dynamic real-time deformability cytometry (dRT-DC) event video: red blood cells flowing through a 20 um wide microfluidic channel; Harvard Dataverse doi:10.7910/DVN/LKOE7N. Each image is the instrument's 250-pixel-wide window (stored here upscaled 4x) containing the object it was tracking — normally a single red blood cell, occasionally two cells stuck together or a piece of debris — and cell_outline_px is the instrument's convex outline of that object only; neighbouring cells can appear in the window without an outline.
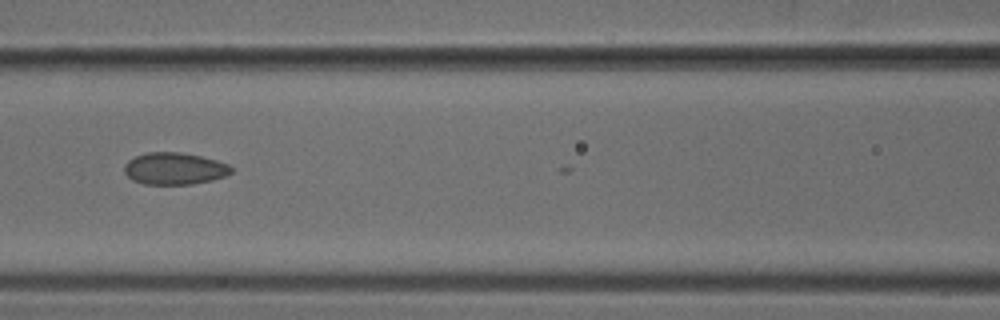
{"species": "common noctule bat (a hibernating species)", "species_latin": "Nyctalus noctula", "temperature_condition": "cold", "stored_images_in_passage": 24, "camera_frame_rate_fps": 3000, "um_per_image_px": 0.085, "animal": {"sex": "male", "body_mass_g": 18.8}, "frame": {"image": 1, "passage_image": 23, "time_ms": 7.333, "image_size_px": [1000, 320], "cell_outline_px": [[232, 172], [224, 176], [212, 180], [192, 184], [144, 184], [132, 180], [124, 172], [124, 164], [128, 160], [136, 156], [148, 152], [180, 152], [200, 156], [216, 160], [228, 164], [232, 168]], "centroid_in_image_um": [14.81, 14.33], "position_along_channel_um": 151.8, "area_um2": 19.88}}